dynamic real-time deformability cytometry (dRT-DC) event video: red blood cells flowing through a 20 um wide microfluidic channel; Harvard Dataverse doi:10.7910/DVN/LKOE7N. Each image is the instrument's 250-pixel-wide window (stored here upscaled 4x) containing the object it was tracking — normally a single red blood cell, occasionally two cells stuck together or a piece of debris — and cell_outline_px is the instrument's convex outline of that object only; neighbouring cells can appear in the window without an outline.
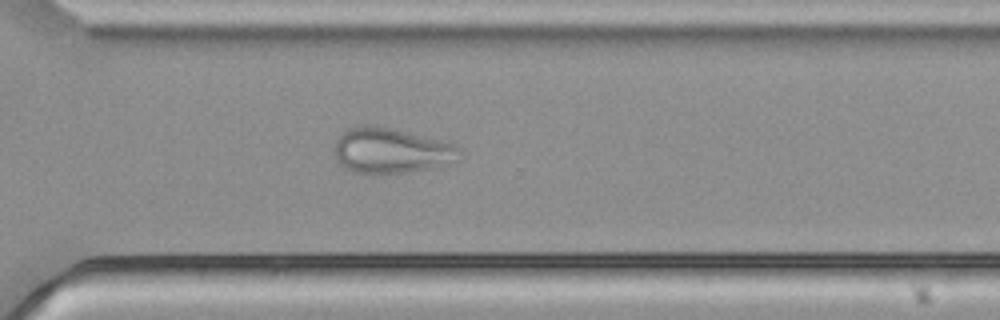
{"species": "common noctule bat (a hibernating species)", "species_latin": "Nyctalus noctula", "temperature_condition": "cold", "stored_images_in_passage": 52, "camera_frame_rate_fps": 3000, "um_per_image_px": 0.085, "animal": {"sex": "male", "body_mass_g": 21.5, "forearm_length_mm": 52.0}, "frame": {"image": 1, "passage_image": 37, "time_ms": 12.0, "image_size_px": [1000, 320], "cell_outline_px": [[460, 148], [456, 160], [436, 168], [408, 172], [352, 172], [344, 168], [336, 160], [332, 152], [336, 140], [348, 128], [360, 124], [372, 124], [392, 128], [460, 144]], "centroid_in_image_um": [33.23, 12.78], "position_along_channel_um": 337.4, "area_um2": 33.41}}